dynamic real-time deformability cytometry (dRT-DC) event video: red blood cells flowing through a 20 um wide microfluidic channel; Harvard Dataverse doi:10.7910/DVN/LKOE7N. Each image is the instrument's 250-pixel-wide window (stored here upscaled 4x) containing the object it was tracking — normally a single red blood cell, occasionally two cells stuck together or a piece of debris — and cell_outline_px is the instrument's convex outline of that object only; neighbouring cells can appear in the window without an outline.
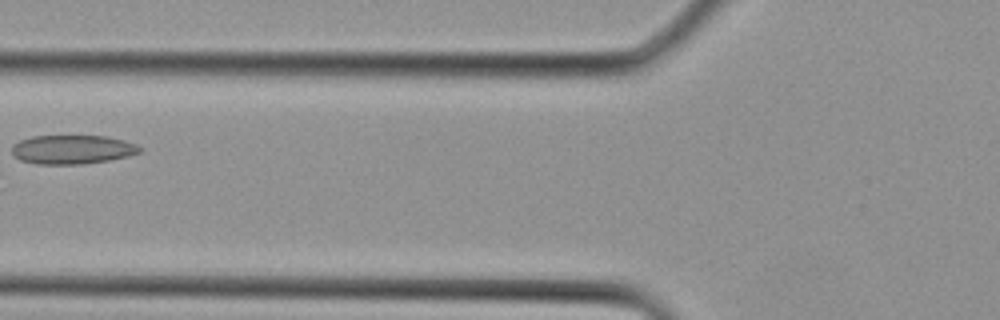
{"species": "Egyptian fruit bat (a non-hibernating species)", "species_latin": "Rousettus aegyptiacus", "temperature_condition": "cold", "stored_images_in_passage": 3, "camera_frame_rate_fps": 3000, "um_per_image_px": 0.085, "animal": {"sex": "female"}, "frame": {"image": 1, "passage_image": 3, "time_ms": 0.667, "image_size_px": [1000, 320], "cell_outline_px": [[144, 152], [112, 160], [84, 164], [36, 164], [20, 160], [12, 156], [12, 144], [20, 140], [32, 136], [104, 136], [124, 140], [136, 144], [144, 148]], "centroid_in_image_um": [6.18, 12.71], "position_along_channel_um": 119.6, "area_um2": 21.96}}